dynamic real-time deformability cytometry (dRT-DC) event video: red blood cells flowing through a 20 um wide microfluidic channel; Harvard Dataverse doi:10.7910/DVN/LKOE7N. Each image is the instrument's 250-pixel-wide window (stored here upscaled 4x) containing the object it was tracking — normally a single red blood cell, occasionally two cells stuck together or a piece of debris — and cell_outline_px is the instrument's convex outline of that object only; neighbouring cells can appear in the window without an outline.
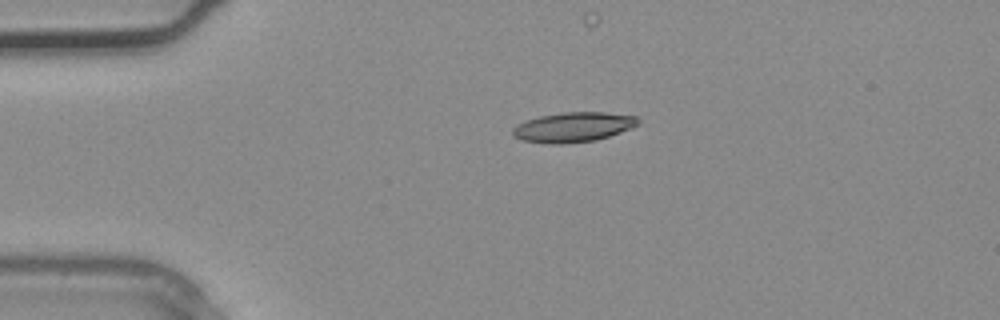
{"species": "common noctule bat (a hibernating species)", "species_latin": "Nyctalus noctula", "temperature_condition": "warm", "stored_images_in_passage": 3, "camera_frame_rate_fps": 3000, "um_per_image_px": 0.085, "animal": {"sex": "male", "body_mass_g": 20.4}, "frame": {"image": 1, "passage_image": 2, "time_ms": 0.333, "image_size_px": [1000, 320], "cell_outline_px": [[640, 124], [632, 128], [596, 140], [560, 144], [544, 144], [520, 140], [512, 136], [512, 128], [528, 120], [540, 116], [564, 112], [604, 112], [636, 116], [640, 120]], "centroid_in_image_um": [48.73, 10.81], "position_along_channel_um": 36.3, "area_um2": 21.85}}